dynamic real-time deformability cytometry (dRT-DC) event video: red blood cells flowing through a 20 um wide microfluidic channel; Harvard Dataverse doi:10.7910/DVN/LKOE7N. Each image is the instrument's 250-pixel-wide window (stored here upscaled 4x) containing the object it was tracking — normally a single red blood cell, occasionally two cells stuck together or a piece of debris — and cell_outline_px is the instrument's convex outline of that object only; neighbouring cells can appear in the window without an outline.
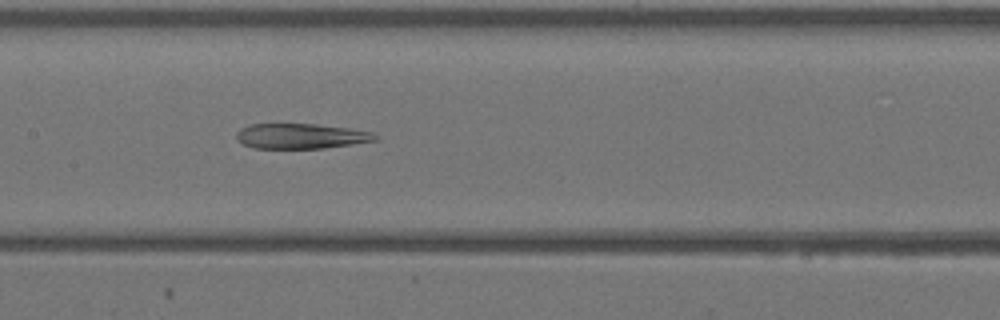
{"species": "Egyptian fruit bat (a non-hibernating species)", "species_latin": "Rousettus aegyptiacus", "temperature_condition": "warm", "stored_images_in_passage": 41, "camera_frame_rate_fps": 3000, "um_per_image_px": 0.085, "animal": {"sex": "female"}, "frame": {"image": 1, "passage_image": 20, "time_ms": 6.333, "image_size_px": [1000, 320], "cell_outline_px": [[380, 136], [376, 140], [352, 144], [324, 148], [256, 148], [244, 144], [236, 140], [236, 132], [240, 128], [248, 124], [316, 124], [348, 128], [372, 132]], "centroid_in_image_um": [25.56, 11.56], "position_along_channel_um": 181.8, "area_um2": 20.35}}
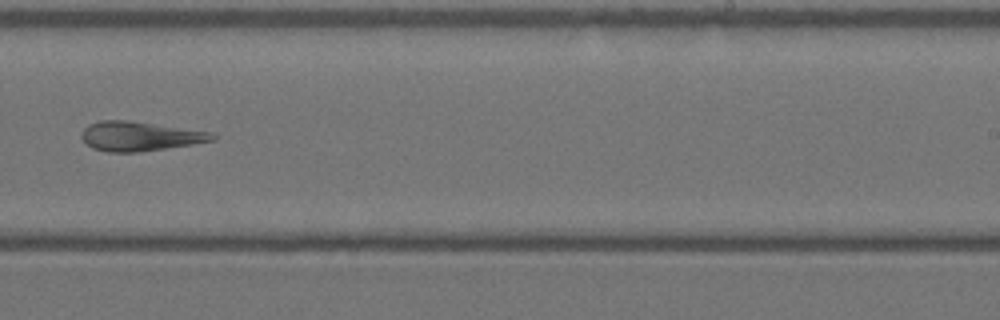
{"frame": {"image": 2, "passage_image": 26, "time_ms": 8.333, "image_size_px": [1000, 320], "cell_outline_px": [[216, 140], [192, 144], [136, 152], [108, 152], [92, 148], [80, 136], [84, 128], [88, 124], [100, 120], [128, 120], [212, 132], [216, 136]], "centroid_in_image_um": [11.86, 11.57], "position_along_channel_um": 277.1, "area_um2": 22.25}}
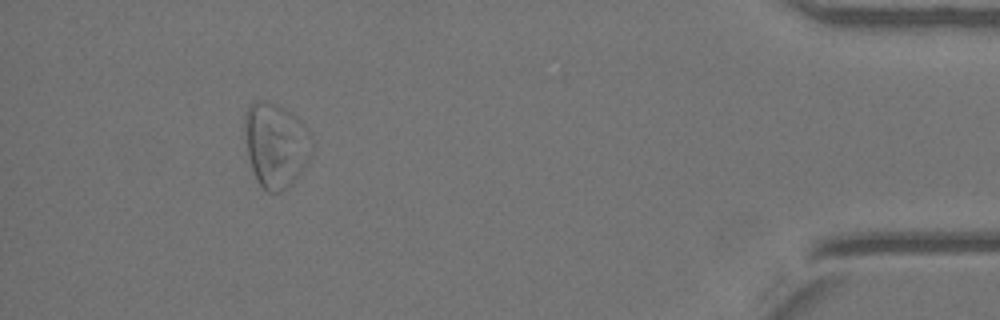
{"frame": {"image": 3, "passage_image": 38, "time_ms": 12.333, "image_size_px": [1000, 320], "cell_outline_px": [[312, 152], [308, 160], [292, 184], [280, 192], [268, 192], [256, 180], [248, 156], [244, 132], [244, 116], [248, 108], [256, 100], [268, 100], [292, 112], [304, 124], [312, 140]], "centroid_in_image_um": [23.43, 12.3], "position_along_channel_um": 411.8, "area_um2": 33.18}}